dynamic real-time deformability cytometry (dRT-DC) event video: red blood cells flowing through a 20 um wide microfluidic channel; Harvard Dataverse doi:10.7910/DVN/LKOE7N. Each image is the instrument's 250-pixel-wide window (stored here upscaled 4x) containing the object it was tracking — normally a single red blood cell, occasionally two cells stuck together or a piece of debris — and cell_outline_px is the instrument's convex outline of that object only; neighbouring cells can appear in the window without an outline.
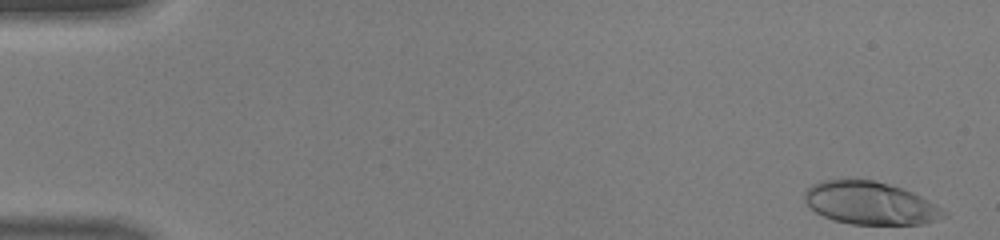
{"species": "human", "species_latin": "Homo sapiens", "temperature_condition": "warm", "stored_images_in_passage": 45, "camera_frame_rate_fps": 3000, "um_per_image_px": 0.085, "donor": {"sex": "male"}, "frame": {"image": 1, "passage_image": 1, "time_ms": 0.0, "image_size_px": [1000, 240], "cell_outline_px": [[948, 216], [924, 224], [852, 224], [832, 220], [816, 212], [804, 200], [804, 192], [812, 184], [820, 180], [872, 180], [888, 184], [912, 192], [936, 204], [948, 212]], "centroid_in_image_um": [73.98, 17.28], "position_along_channel_um": 11.0, "area_um2": 34.56}}
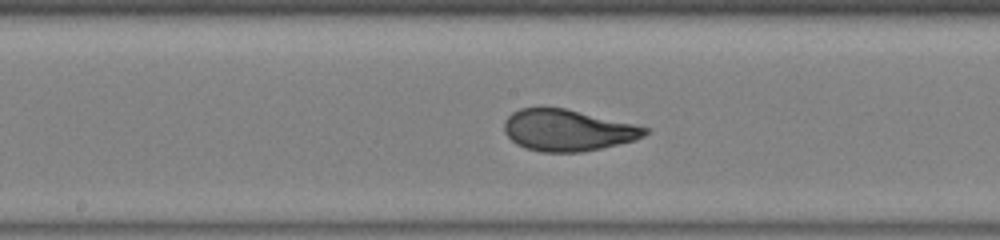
{"frame": {"image": 2, "passage_image": 24, "time_ms": 7.667, "image_size_px": [1000, 240], "cell_outline_px": [[652, 132], [636, 140], [600, 148], [580, 152], [540, 152], [524, 148], [516, 144], [504, 132], [504, 120], [512, 112], [520, 108], [564, 108], [652, 128]], "centroid_in_image_um": [48.27, 11.08], "position_along_channel_um": 199.9, "area_um2": 34.1}}
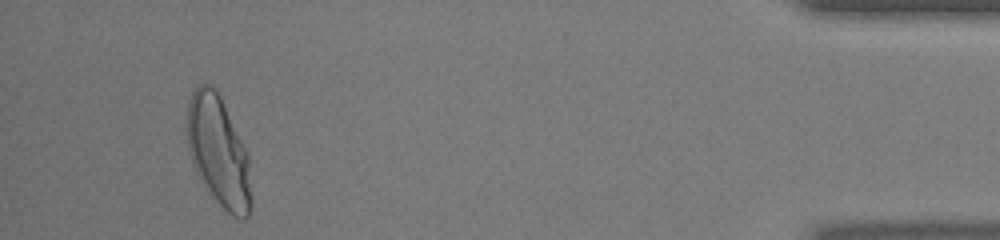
{"frame": {"image": 3, "passage_image": 43, "time_ms": 14.0, "image_size_px": [1000, 240], "cell_outline_px": [[252, 204], [248, 216], [244, 220], [240, 220], [232, 216], [216, 200], [200, 176], [188, 152], [184, 120], [188, 104], [192, 92], [200, 84], [208, 84], [216, 88], [220, 96], [248, 156]], "centroid_in_image_um": [18.55, 12.86], "position_along_channel_um": 416.7, "area_um2": 40.92}, "authors_computed_cell_mechanics": {"area_um2": 34.4488, "velocity_mm_per_s": 4.4673, "shape_relaxation_time_tau1_ms": 4.7884, "shape_relaxation_time_tau2_ms": null, "deformation_change_tau1": 0.2534, "deformation_change_tau2": null}}